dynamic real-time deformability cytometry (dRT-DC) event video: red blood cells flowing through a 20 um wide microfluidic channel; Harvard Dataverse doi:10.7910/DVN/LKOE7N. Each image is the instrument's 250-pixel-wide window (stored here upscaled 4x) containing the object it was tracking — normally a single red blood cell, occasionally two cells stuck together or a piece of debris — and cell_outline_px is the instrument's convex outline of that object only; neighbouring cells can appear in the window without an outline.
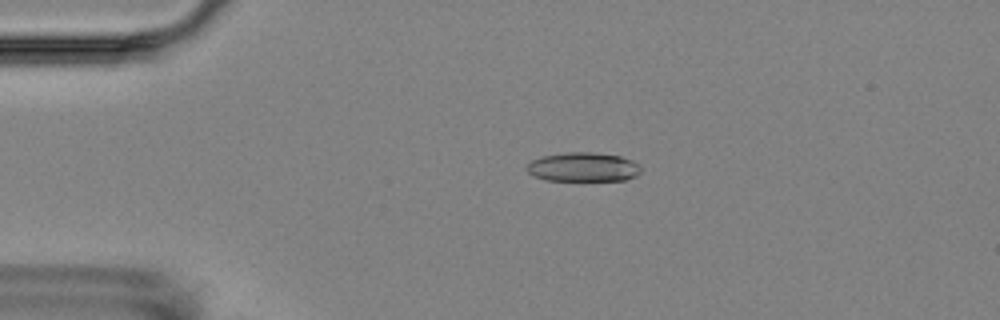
{"species": "Egyptian fruit bat (a non-hibernating species)", "species_latin": "Rousettus aegyptiacus", "temperature_condition": "room temperature", "stored_images_in_passage": 3, "camera_frame_rate_fps": 3000, "um_per_image_px": 0.085, "animal": {"sex": "female"}, "frame": {"image": 1, "passage_image": 2, "time_ms": 1.333, "image_size_px": [1000, 320], "cell_outline_px": [[640, 172], [636, 176], [624, 180], [544, 180], [532, 176], [524, 168], [532, 160], [544, 156], [568, 152], [592, 152], [620, 156], [632, 160], [640, 164]], "centroid_in_image_um": [49.56, 14.2], "position_along_channel_um": 35.4, "area_um2": 19.42}}